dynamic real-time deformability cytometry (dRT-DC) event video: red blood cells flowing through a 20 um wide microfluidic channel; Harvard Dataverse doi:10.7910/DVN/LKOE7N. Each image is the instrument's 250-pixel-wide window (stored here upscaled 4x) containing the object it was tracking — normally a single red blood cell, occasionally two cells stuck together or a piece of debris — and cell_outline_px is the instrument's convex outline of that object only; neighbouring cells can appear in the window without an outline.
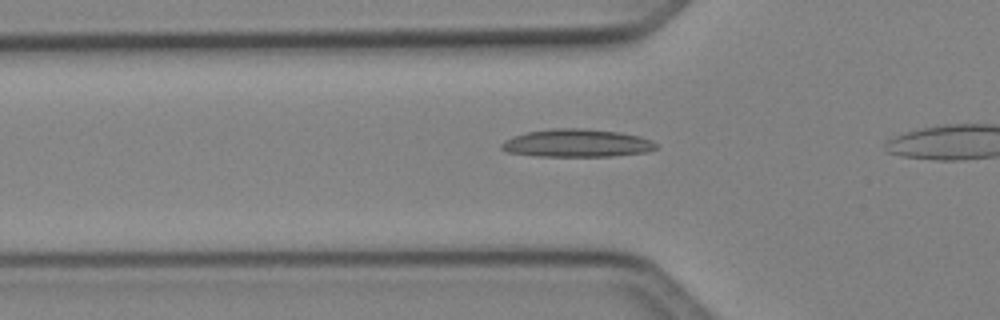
{"species": "Egyptian fruit bat (a non-hibernating species)", "species_latin": "Rousettus aegyptiacus", "temperature_condition": "cold", "stored_images_in_passage": 34, "segment_of_instrument_passage": [1, 2], "camera_frame_rate_fps": 3000, "um_per_image_px": 0.085, "animal": {"sex": "female"}, "frame": {"image": 1, "passage_image": 10, "time_ms": 3.0, "image_size_px": [1000, 320], "cell_outline_px": [[660, 144], [656, 148], [648, 152], [612, 156], [536, 156], [508, 152], [500, 148], [500, 144], [504, 140], [512, 136], [528, 132], [552, 128], [584, 128], [620, 132], [640, 136], [652, 140]], "centroid_in_image_um": [49.06, 12.16], "position_along_channel_um": 76.7, "area_um2": 25.37}}
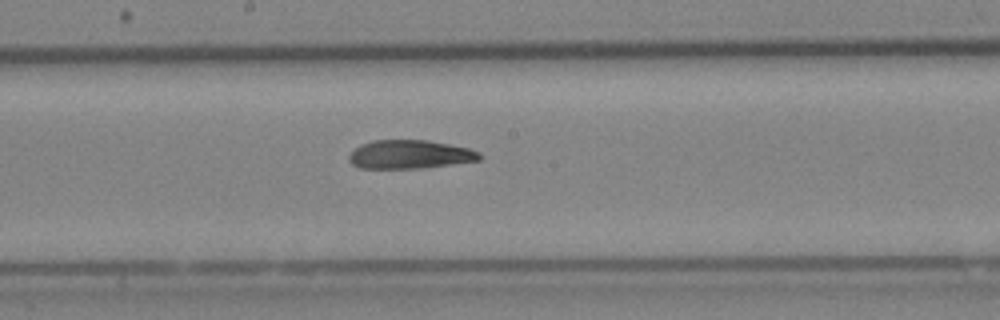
{"frame": {"image": 2, "passage_image": 20, "time_ms": 6.333, "image_size_px": [1000, 320], "cell_outline_px": [[484, 156], [480, 160], [424, 168], [360, 168], [352, 164], [348, 160], [348, 156], [360, 144], [372, 140], [428, 140], [468, 148], [480, 152]], "centroid_in_image_um": [34.85, 13.12], "position_along_channel_um": 213.4, "area_um2": 21.85}}
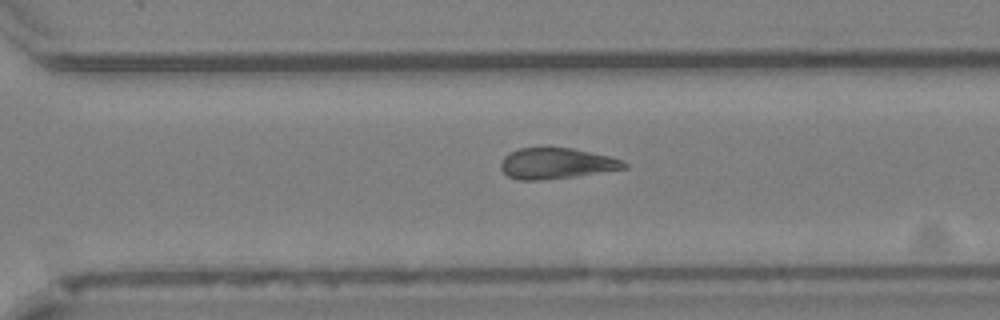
{"frame": {"image": 3, "passage_image": 28, "time_ms": 9.0, "image_size_px": [1000, 320], "cell_outline_px": [[628, 168], [576, 176], [540, 180], [520, 180], [508, 176], [500, 168], [500, 164], [504, 156], [508, 152], [520, 148], [540, 144], [572, 148], [608, 156], [624, 160], [628, 164]], "centroid_in_image_um": [47.26, 13.85], "position_along_channel_um": 323.3, "area_um2": 22.89}}